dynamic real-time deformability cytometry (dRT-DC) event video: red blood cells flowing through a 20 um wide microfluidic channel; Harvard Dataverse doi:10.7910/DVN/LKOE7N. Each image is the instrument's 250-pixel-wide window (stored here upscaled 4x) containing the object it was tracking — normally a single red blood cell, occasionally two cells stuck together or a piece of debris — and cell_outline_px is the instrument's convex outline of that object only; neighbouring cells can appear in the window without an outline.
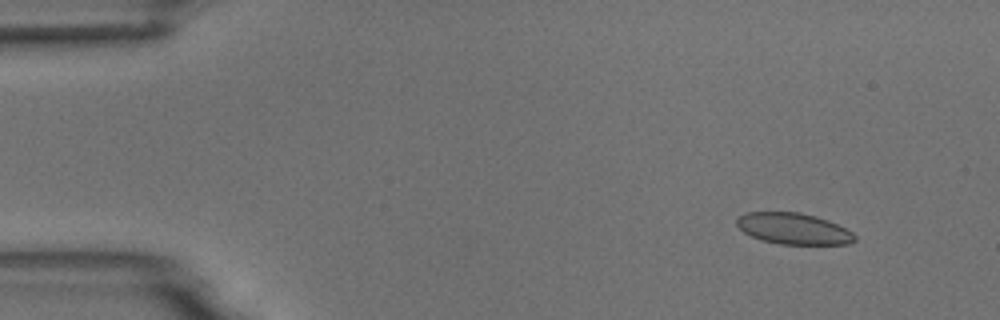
{"species": "common noctule bat (a hibernating species)", "species_latin": "Nyctalus noctula", "temperature_condition": "room temperature", "stored_images_in_passage": 5, "camera_frame_rate_fps": 3000, "um_per_image_px": 0.085, "animal": {"sex": "male", "body_mass_g": 18.8}, "frame": {"image": 1, "passage_image": 2, "time_ms": 1.333, "image_size_px": [1000, 320], "cell_outline_px": [[856, 240], [848, 244], [780, 244], [764, 240], [752, 236], [744, 232], [736, 224], [736, 220], [744, 212], [800, 212], [816, 216], [828, 220], [852, 232], [856, 236]], "centroid_in_image_um": [67.45, 19.43], "position_along_channel_um": 17.5, "area_um2": 21.33}}
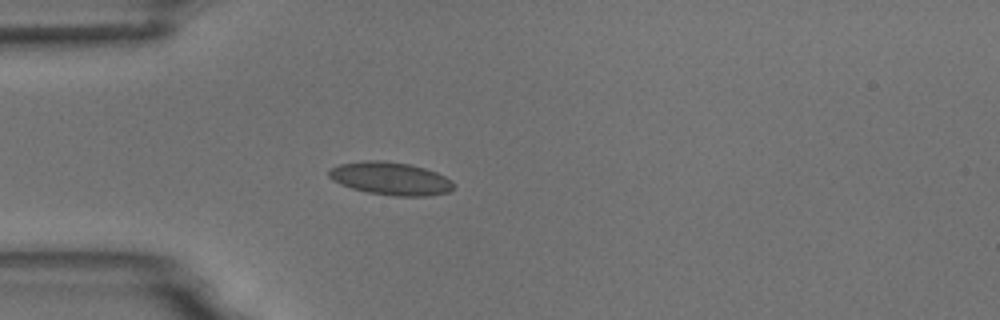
{"frame": {"image": 2, "passage_image": 5, "time_ms": 4.667, "image_size_px": [1000, 320], "cell_outline_px": [[456, 184], [448, 192], [428, 196], [396, 196], [368, 192], [352, 188], [340, 184], [332, 180], [328, 176], [328, 172], [332, 168], [340, 164], [364, 160], [384, 160], [408, 164], [424, 168], [436, 172], [452, 180]], "centroid_in_image_um": [33.2, 15.17], "position_along_channel_um": 51.8, "area_um2": 23.87}}